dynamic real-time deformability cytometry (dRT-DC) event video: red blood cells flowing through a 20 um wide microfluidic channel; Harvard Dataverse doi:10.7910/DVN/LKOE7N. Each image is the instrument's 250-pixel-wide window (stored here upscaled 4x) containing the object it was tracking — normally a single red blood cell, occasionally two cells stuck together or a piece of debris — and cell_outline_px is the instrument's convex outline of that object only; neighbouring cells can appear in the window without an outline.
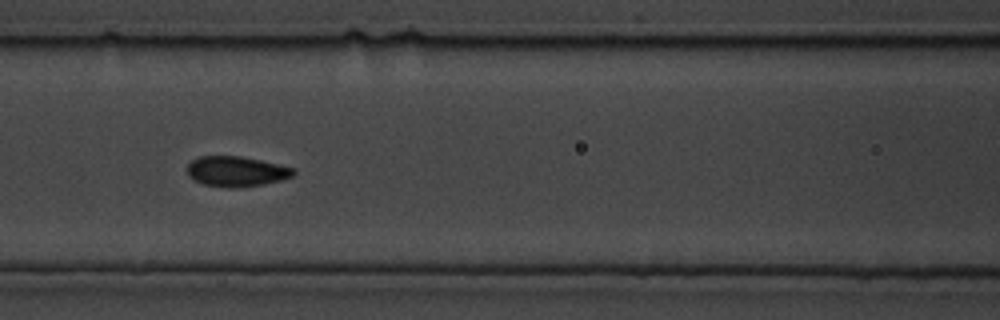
{"species": "common noctule bat (a hibernating species)", "species_latin": "Nyctalus noctula", "temperature_condition": "cold", "stored_images_in_passage": 23, "camera_frame_rate_fps": 3000, "um_per_image_px": 0.085, "animal": {"sex": "male", "body_mass_g": 19.5, "forearm_length_mm": 54.6}, "frame": {"image": 1, "passage_image": 8, "time_ms": 2.333, "image_size_px": [1000, 320], "cell_outline_px": [[296, 172], [292, 176], [280, 180], [264, 184], [240, 188], [228, 188], [204, 184], [192, 180], [188, 176], [188, 164], [192, 160], [200, 156], [240, 156], [260, 160], [292, 168]], "centroid_in_image_um": [20.05, 14.58], "position_along_channel_um": 146.6, "area_um2": 18.67}}
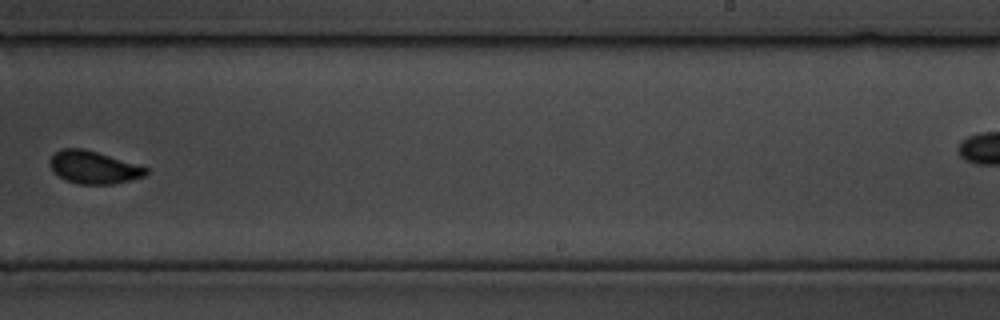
{"frame": {"image": 2, "passage_image": 13, "time_ms": 4.0, "image_size_px": [1000, 320], "cell_outline_px": [[148, 172], [144, 176], [112, 184], [80, 184], [68, 180], [52, 172], [48, 164], [48, 160], [60, 148], [84, 148], [148, 168]], "centroid_in_image_um": [7.9, 14.21], "position_along_channel_um": 281.1, "area_um2": 18.09}}
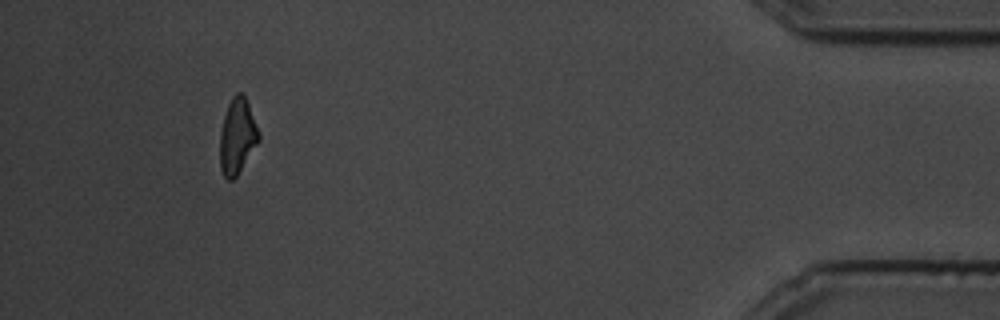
{"frame": {"image": 3, "passage_image": 23, "time_ms": 7.333, "image_size_px": [1000, 320], "cell_outline_px": [[260, 140], [236, 176], [232, 180], [228, 180], [224, 176], [220, 168], [220, 132], [224, 116], [228, 104], [232, 96], [236, 92], [244, 92], [260, 132]], "centroid_in_image_um": [20.18, 11.54], "position_along_channel_um": 415.0, "area_um2": 17.22}}